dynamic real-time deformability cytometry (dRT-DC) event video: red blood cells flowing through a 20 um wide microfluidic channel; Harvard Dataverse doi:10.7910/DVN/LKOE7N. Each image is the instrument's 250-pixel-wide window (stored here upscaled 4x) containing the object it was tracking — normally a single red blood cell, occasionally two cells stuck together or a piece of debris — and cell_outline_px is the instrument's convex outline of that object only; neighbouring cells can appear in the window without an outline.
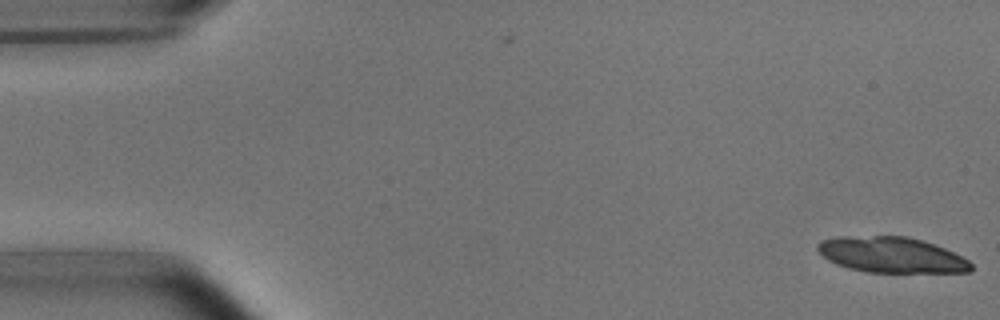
{"species": "common noctule bat (a hibernating species)", "species_latin": "Nyctalus noctula", "temperature_condition": "room temperature", "stored_images_in_passage": 7, "camera_frame_rate_fps": 3000, "um_per_image_px": 0.085, "animal": {"sex": "male", "body_mass_g": 15.6}, "frame": {"image": 1, "passage_image": 1, "time_ms": 0.0, "image_size_px": [1000, 320], "cell_outline_px": [[972, 268], [968, 272], [868, 272], [848, 268], [836, 264], [828, 260], [816, 248], [816, 244], [820, 240], [836, 236], [908, 236], [944, 248], [968, 260], [972, 264]], "centroid_in_image_um": [75.72, 21.66], "position_along_channel_um": 9.3, "area_um2": 31.73}}
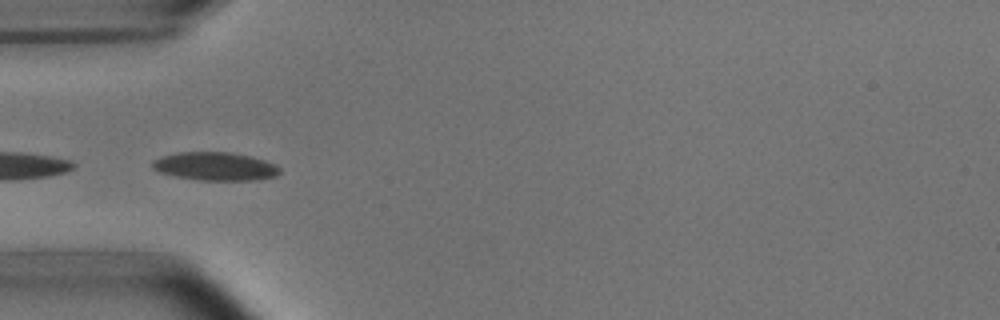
{"frame": {"image": 2, "passage_image": 5, "time_ms": 5.333, "image_size_px": [1000, 320], "cell_outline_px": [[280, 172], [276, 176], [256, 180], [196, 180], [176, 176], [160, 172], [152, 168], [152, 160], [160, 156], [180, 152], [232, 152], [252, 156], [276, 164], [280, 168]], "centroid_in_image_um": [18.3, 14.13], "position_along_channel_um": 66.7, "area_um2": 21.15}}
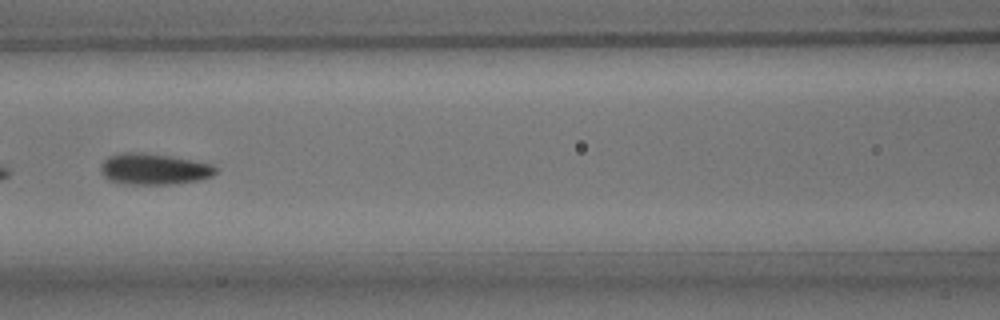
{"frame": {"image": 3, "passage_image": 7, "time_ms": 7.667, "image_size_px": [1000, 320], "cell_outline_px": [[216, 172], [212, 176], [200, 180], [168, 184], [124, 184], [108, 180], [100, 172], [100, 164], [108, 156], [120, 152], [144, 152], [172, 156], [212, 164], [216, 168]], "centroid_in_image_um": [13.03, 14.36], "position_along_channel_um": 153.6, "area_um2": 21.1}}